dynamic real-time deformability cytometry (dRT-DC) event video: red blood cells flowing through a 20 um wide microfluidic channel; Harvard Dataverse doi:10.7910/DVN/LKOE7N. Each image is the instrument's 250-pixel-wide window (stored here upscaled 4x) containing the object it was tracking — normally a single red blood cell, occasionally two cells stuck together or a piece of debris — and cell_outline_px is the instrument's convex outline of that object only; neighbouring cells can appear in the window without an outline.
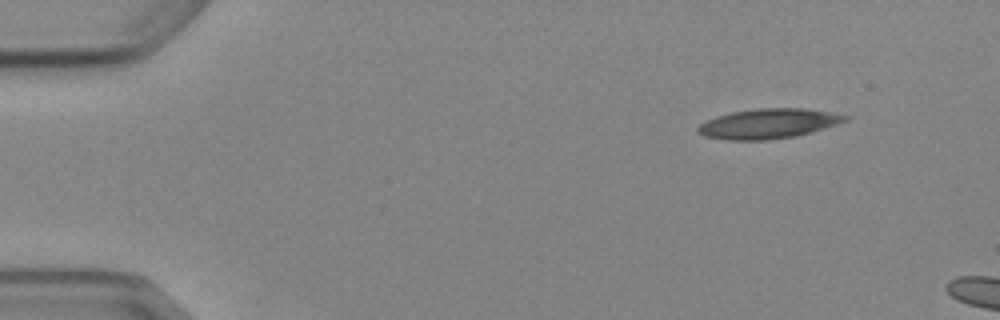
{"species": "Egyptian fruit bat (a non-hibernating species)", "species_latin": "Rousettus aegyptiacus", "temperature_condition": "cold", "stored_images_in_passage": 3, "camera_frame_rate_fps": 3000, "um_per_image_px": 0.085, "animal": {"sex": "female"}, "frame": {"image": 1, "passage_image": 1, "time_ms": 0.0, "image_size_px": [1000, 320], "cell_outline_px": [[848, 120], [812, 132], [796, 136], [764, 140], [724, 140], [704, 136], [696, 132], [696, 128], [700, 124], [716, 116], [732, 112], [756, 108], [804, 108], [828, 112], [848, 116]], "centroid_in_image_um": [65.26, 10.51], "position_along_channel_um": 19.7, "area_um2": 25.55}}